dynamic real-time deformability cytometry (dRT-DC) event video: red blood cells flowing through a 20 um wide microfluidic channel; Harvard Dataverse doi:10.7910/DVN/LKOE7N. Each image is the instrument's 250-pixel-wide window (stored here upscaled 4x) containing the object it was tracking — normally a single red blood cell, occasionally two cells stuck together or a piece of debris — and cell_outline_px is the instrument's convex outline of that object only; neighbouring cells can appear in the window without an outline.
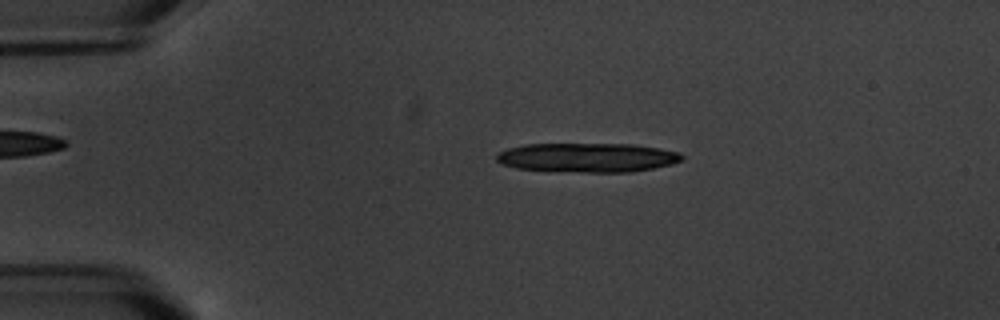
{"species": "common noctule bat (a hibernating species)", "species_latin": "Nyctalus noctula", "temperature_condition": "warm", "stored_images_in_passage": 5, "camera_frame_rate_fps": 3000, "um_per_image_px": 0.085, "animal": {"sex": "male", "body_mass_g": 20.1, "forearm_length_mm": 53.5}, "frame": {"image": 1, "passage_image": 3, "time_ms": 2.333, "image_size_px": [1000, 320], "cell_outline_px": [[684, 156], [680, 160], [668, 164], [652, 168], [632, 172], [584, 172], [516, 168], [500, 164], [496, 160], [496, 156], [500, 152], [508, 148], [524, 144], [632, 144], [660, 148], [680, 152]], "centroid_in_image_um": [49.91, 13.38], "position_along_channel_um": 35.1, "area_um2": 31.39}}